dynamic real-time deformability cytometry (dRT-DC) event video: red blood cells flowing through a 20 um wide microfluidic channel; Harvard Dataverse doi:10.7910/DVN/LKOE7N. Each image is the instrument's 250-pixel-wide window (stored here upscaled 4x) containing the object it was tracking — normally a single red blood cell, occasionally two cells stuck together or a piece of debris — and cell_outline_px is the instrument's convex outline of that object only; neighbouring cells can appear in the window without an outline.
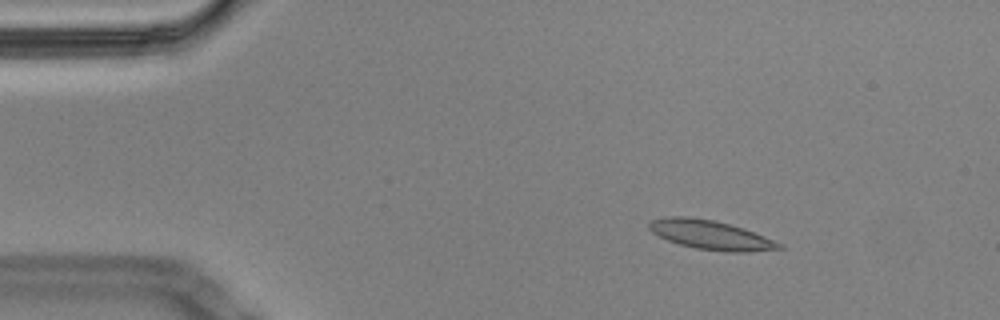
{"species": "Egyptian fruit bat (a non-hibernating species)", "species_latin": "Rousettus aegyptiacus", "temperature_condition": "cold", "stored_images_in_passage": 57, "camera_frame_rate_fps": 3000, "um_per_image_px": 0.085, "animal": {"sex": "male"}, "frame": {"image": 1, "passage_image": 8, "time_ms": 2.333, "image_size_px": [1000, 320], "cell_outline_px": [[784, 248], [748, 252], [728, 252], [696, 248], [680, 244], [668, 240], [652, 232], [648, 228], [648, 224], [652, 220], [668, 216], [688, 216], [712, 220], [744, 228], [784, 244]], "centroid_in_image_um": [60.43, 19.97], "position_along_channel_um": 24.6, "area_um2": 21.96}}
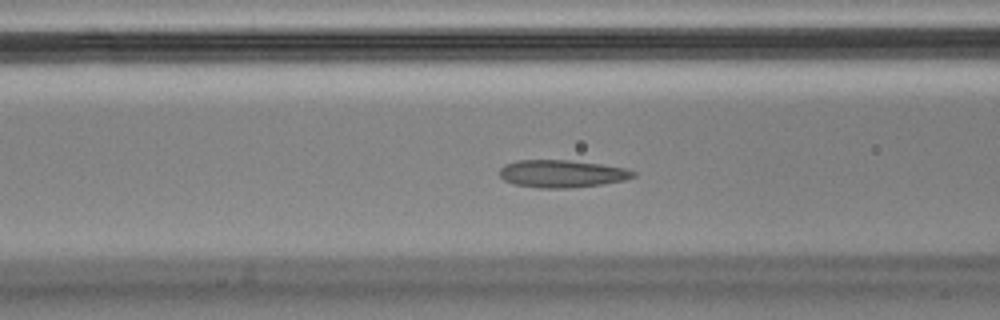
{"frame": {"image": 2, "passage_image": 22, "time_ms": 7.0, "image_size_px": [1000, 320], "cell_outline_px": [[636, 176], [624, 180], [600, 184], [568, 188], [540, 188], [512, 184], [504, 180], [500, 176], [500, 168], [504, 164], [516, 160], [568, 160], [600, 164], [624, 168], [636, 172]], "centroid_in_image_um": [47.72, 14.76], "position_along_channel_um": 118.9, "area_um2": 21.39}}
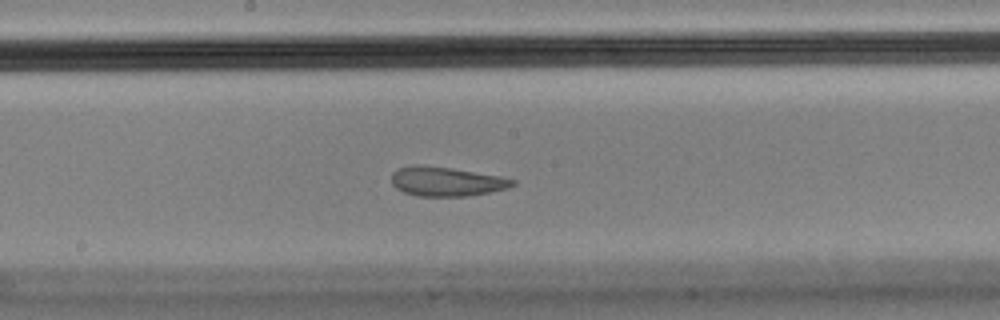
{"frame": {"image": 3, "passage_image": 30, "time_ms": 9.667, "image_size_px": [1000, 320], "cell_outline_px": [[516, 184], [508, 188], [468, 196], [416, 196], [404, 192], [396, 188], [392, 184], [392, 172], [396, 168], [420, 164], [448, 168], [500, 176], [516, 180]], "centroid_in_image_um": [37.91, 15.43], "position_along_channel_um": 210.3, "area_um2": 20.58}, "authors_computed_cell_mechanics": {"area_um2": 21.5016, "velocity_mm_per_s": 3.4238, "shape_relaxation_time_tau1_ms": null, "shape_relaxation_time_tau2_ms": 1.0899, "deformation_change_tau1": null, "deformation_change_tau2": 0.07}}